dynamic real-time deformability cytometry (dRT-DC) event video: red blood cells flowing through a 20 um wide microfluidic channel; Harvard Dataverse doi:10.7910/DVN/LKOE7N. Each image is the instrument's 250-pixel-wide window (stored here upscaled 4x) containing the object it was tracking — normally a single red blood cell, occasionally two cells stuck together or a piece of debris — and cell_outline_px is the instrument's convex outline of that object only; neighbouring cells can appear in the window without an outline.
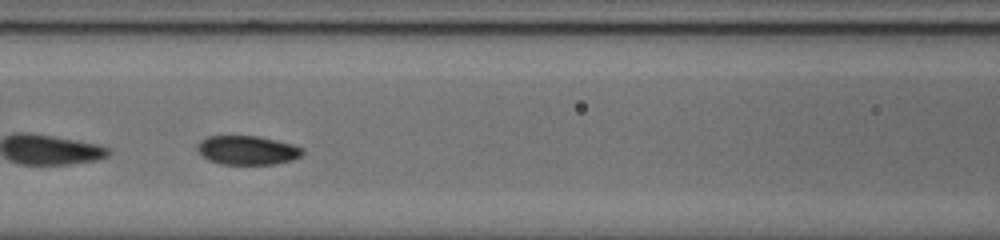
{"species": "common noctule bat (a hibernating species)", "species_latin": "Nyctalus noctula", "temperature_condition": "cold", "stored_images_in_passage": 35, "camera_frame_rate_fps": 3000, "um_per_image_px": 0.085, "animal": {"sex": "male", "body_mass_g": 20.0, "forearm_length_mm": 53.3}, "frame": {"image": 1, "passage_image": 16, "time_ms": 5.0, "image_size_px": [1000, 240], "cell_outline_px": [[304, 152], [300, 156], [292, 160], [272, 164], [220, 164], [208, 160], [196, 148], [196, 144], [200, 140], [208, 136], [260, 136], [292, 144], [304, 148]], "centroid_in_image_um": [21.02, 12.76], "position_along_channel_um": 145.6, "area_um2": 17.8}}
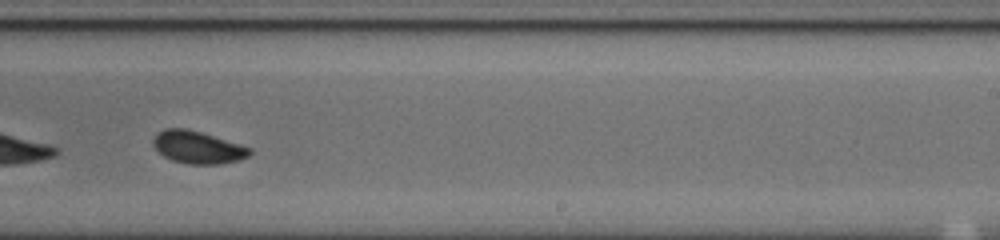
{"frame": {"image": 2, "passage_image": 26, "time_ms": 8.333, "image_size_px": [1000, 240], "cell_outline_px": [[252, 152], [248, 156], [240, 160], [220, 164], [188, 164], [172, 160], [164, 156], [152, 144], [152, 140], [156, 132], [164, 128], [184, 128], [200, 132], [240, 144], [252, 148]], "centroid_in_image_um": [16.8, 12.52], "position_along_channel_um": 272.2, "area_um2": 18.26}}
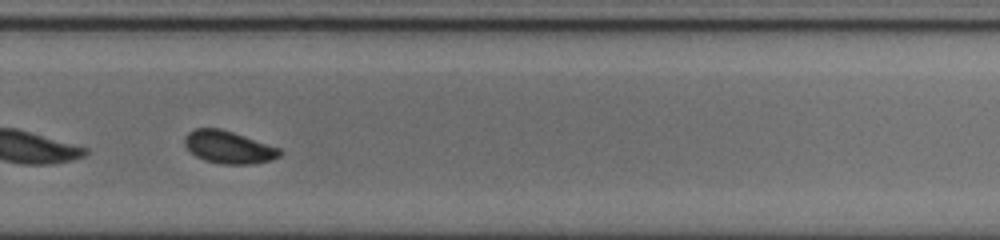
{"frame": {"image": 3, "passage_image": 29, "time_ms": 9.333, "image_size_px": [1000, 240], "cell_outline_px": [[284, 152], [280, 156], [272, 160], [252, 164], [224, 164], [204, 160], [196, 156], [184, 144], [184, 136], [188, 132], [196, 128], [220, 128], [280, 148]], "centroid_in_image_um": [19.44, 12.51], "position_along_channel_um": 310.4, "area_um2": 17.98}, "authors_computed_cell_mechanics": {"area_um2": 18.3226, "velocity_mm_per_s": 3.8133, "shape_relaxation_time_tau1_ms": 3.784, "shape_relaxation_time_tau2_ms": 2.3751, "deformation_change_tau1": 0.098, "deformation_change_tau2": 0.0423}}